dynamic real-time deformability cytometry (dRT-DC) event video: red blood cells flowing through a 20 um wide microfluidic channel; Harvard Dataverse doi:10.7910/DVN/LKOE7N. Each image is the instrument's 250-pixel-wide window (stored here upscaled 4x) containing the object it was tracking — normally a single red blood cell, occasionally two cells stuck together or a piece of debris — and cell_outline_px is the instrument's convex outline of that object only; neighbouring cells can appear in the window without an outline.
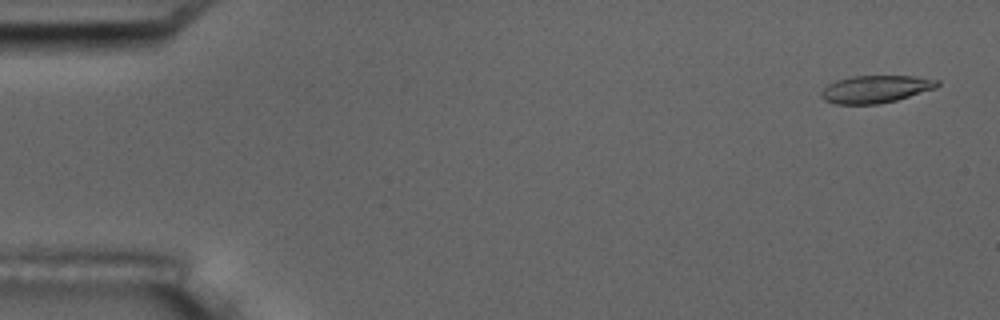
{"species": "common noctule bat (a hibernating species)", "species_latin": "Nyctalus noctula", "temperature_condition": "room temperature", "stored_images_in_passage": 6, "camera_frame_rate_fps": 3000, "um_per_image_px": 0.085, "animal": {"sex": "male", "body_mass_g": 17.5, "forearm_length_mm": 52.3}, "frame": {"image": 1, "passage_image": 1, "time_ms": 0.0, "image_size_px": [1000, 320], "cell_outline_px": [[940, 84], [936, 88], [896, 100], [876, 104], [836, 104], [824, 100], [820, 96], [820, 92], [828, 84], [836, 80], [852, 76], [912, 76], [940, 80]], "centroid_in_image_um": [74.41, 7.57], "position_along_channel_um": 10.6, "area_um2": 18.55}}
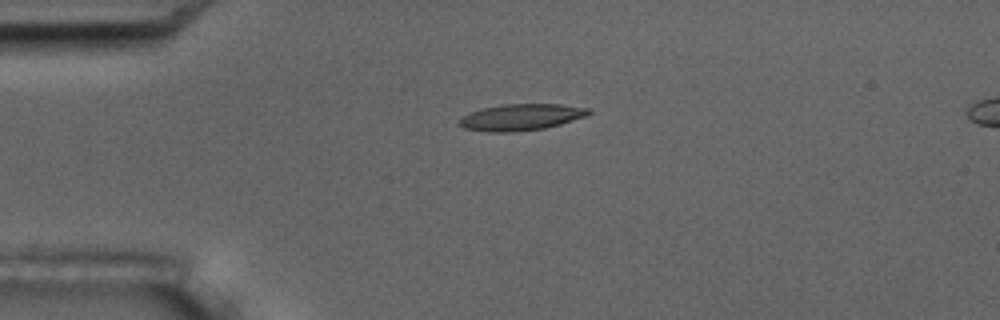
{"frame": {"image": 2, "passage_image": 4, "time_ms": 3.667, "image_size_px": [1000, 320], "cell_outline_px": [[592, 112], [588, 116], [560, 124], [544, 128], [512, 132], [488, 132], [464, 128], [456, 124], [456, 120], [460, 116], [484, 108], [504, 104], [560, 104], [588, 108]], "centroid_in_image_um": [44.26, 9.96], "position_along_channel_um": 40.7, "area_um2": 20.06}}